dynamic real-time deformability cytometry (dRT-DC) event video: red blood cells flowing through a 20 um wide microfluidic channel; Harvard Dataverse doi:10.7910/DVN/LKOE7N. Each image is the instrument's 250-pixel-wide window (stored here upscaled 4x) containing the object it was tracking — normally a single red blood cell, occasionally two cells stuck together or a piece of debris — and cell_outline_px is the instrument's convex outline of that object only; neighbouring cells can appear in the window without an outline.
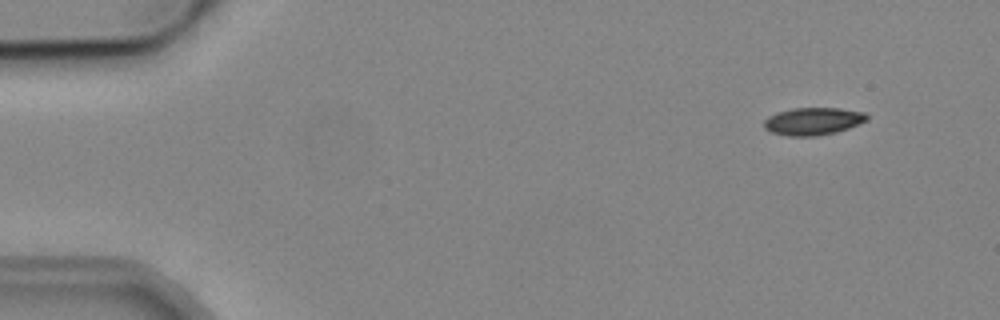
{"species": "common noctule bat (a hibernating species)", "species_latin": "Nyctalus noctula", "temperature_condition": "cold", "stored_images_in_passage": 5, "camera_frame_rate_fps": 3000, "um_per_image_px": 0.085, "animal": {"sex": "male", "body_mass_g": 19.2, "forearm_length_mm": 51.8}, "frame": {"image": 1, "passage_image": 2, "time_ms": 1.0, "image_size_px": [1000, 320], "cell_outline_px": [[868, 120], [860, 124], [836, 132], [816, 136], [788, 136], [772, 132], [764, 128], [764, 120], [768, 116], [776, 112], [792, 108], [840, 108], [864, 112], [868, 116]], "centroid_in_image_um": [69.11, 10.3], "position_along_channel_um": 15.9, "area_um2": 16.59}}